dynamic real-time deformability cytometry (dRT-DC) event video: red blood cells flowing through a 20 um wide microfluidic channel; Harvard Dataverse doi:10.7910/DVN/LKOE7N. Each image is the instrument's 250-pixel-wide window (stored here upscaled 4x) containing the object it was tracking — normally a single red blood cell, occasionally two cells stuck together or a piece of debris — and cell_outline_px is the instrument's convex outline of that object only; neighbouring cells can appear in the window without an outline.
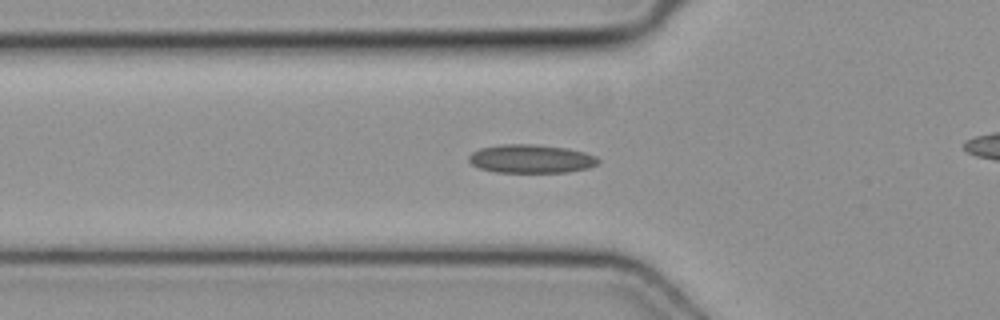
{"species": "common noctule bat (a hibernating species)", "species_latin": "Nyctalus noctula", "temperature_condition": "cold", "stored_images_in_passage": 39, "camera_frame_rate_fps": 3000, "um_per_image_px": 0.085, "animal": {"sex": "female", "body_mass_g": 19.3, "forearm_length_mm": 54.1}, "frame": {"image": 1, "passage_image": 14, "time_ms": 4.333, "image_size_px": [1000, 320], "cell_outline_px": [[600, 160], [596, 164], [588, 168], [568, 172], [496, 172], [480, 168], [472, 164], [468, 160], [468, 156], [472, 152], [480, 148], [500, 144], [536, 144], [568, 148], [584, 152], [596, 156]], "centroid_in_image_um": [45.13, 13.49], "position_along_channel_um": 80.7, "area_um2": 21.56}}
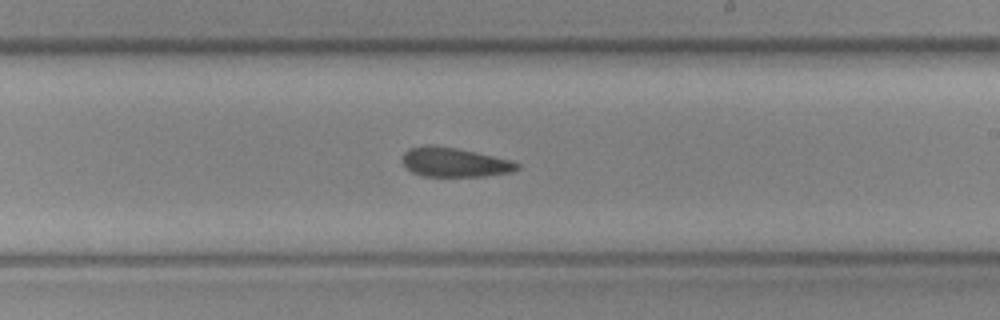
{"frame": {"image": 2, "passage_image": 26, "time_ms": 8.333, "image_size_px": [1000, 320], "cell_outline_px": [[520, 168], [512, 172], [484, 176], [424, 176], [412, 172], [404, 164], [404, 152], [408, 148], [424, 144], [432, 144], [456, 148], [512, 160], [520, 164]], "centroid_in_image_um": [38.64, 13.78], "position_along_channel_um": 250.4, "area_um2": 19.59}}
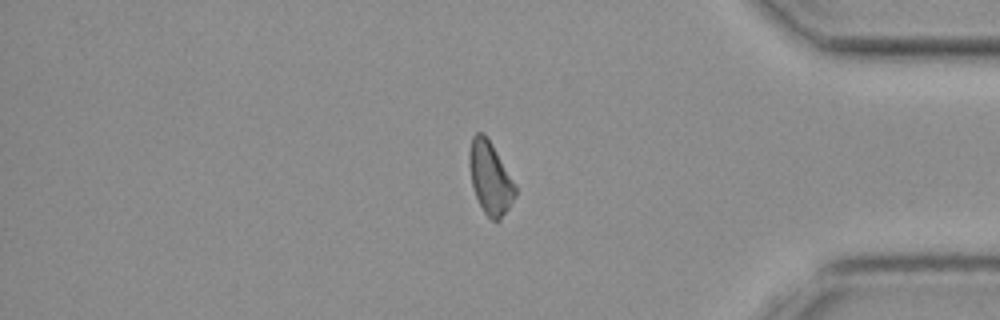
{"frame": {"image": 3, "passage_image": 38, "time_ms": 12.333, "image_size_px": [1000, 320], "cell_outline_px": [[516, 196], [500, 220], [496, 224], [484, 212], [476, 196], [472, 184], [468, 164], [468, 152], [472, 136], [476, 132], [484, 132], [488, 136], [516, 184]], "centroid_in_image_um": [41.66, 15.08], "position_along_channel_um": 393.5, "area_um2": 19.77}}